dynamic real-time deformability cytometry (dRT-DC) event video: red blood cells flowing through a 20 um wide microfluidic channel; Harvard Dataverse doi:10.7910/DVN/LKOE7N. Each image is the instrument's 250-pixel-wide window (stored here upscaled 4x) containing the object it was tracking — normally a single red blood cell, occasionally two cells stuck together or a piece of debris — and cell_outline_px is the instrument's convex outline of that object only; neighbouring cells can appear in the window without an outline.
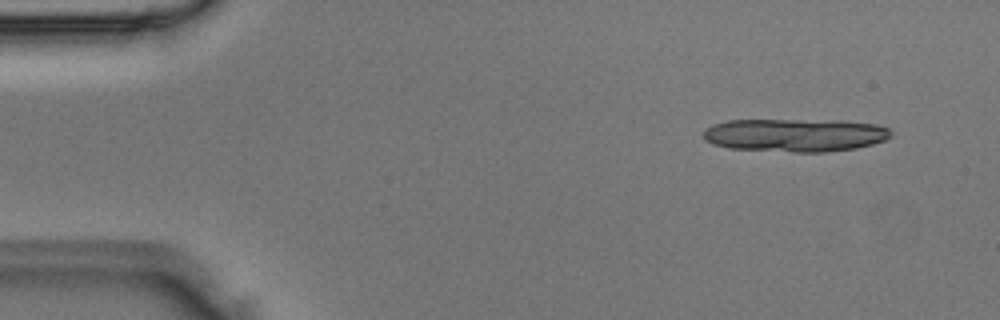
{"species": "Egyptian fruit bat (a non-hibernating species)", "species_latin": "Rousettus aegyptiacus", "temperature_condition": "room temperature", "stored_images_in_passage": 9, "segment_of_instrument_passage": [1, 2], "camera_frame_rate_fps": 3000, "um_per_image_px": 0.085, "animal": {"sex": "male"}, "frame": {"image": 1, "passage_image": 2, "time_ms": 0.333, "image_size_px": [1000, 320], "cell_outline_px": [[892, 136], [884, 140], [872, 144], [856, 148], [828, 152], [792, 152], [728, 148], [712, 144], [704, 140], [704, 128], [712, 124], [728, 120], [844, 120], [876, 124], [888, 128], [892, 132]], "centroid_in_image_um": [67.58, 11.48], "position_along_channel_um": 17.4, "area_um2": 36.65}}